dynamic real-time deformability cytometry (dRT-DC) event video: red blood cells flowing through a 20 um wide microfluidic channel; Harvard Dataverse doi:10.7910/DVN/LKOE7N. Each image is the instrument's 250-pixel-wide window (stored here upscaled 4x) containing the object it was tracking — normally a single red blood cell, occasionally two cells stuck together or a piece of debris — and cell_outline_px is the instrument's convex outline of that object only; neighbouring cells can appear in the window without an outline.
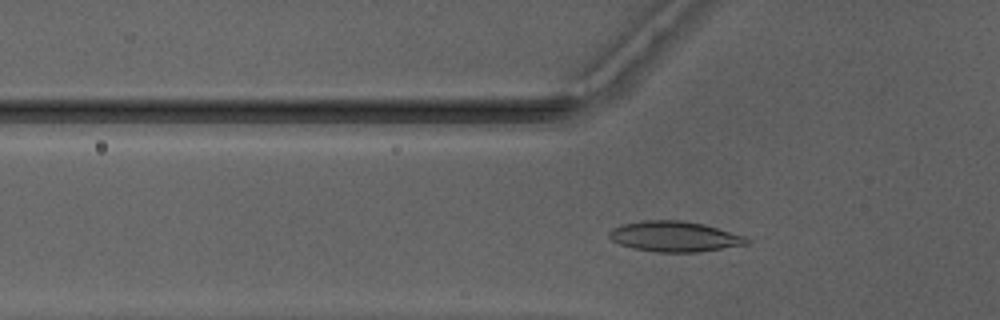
{"species": "Egyptian fruit bat (a non-hibernating species)", "species_latin": "Rousettus aegyptiacus", "temperature_condition": "warm", "stored_images_in_passage": 35, "camera_frame_rate_fps": 3000, "um_per_image_px": 0.085, "animal": {"sex": "male"}, "frame": {"image": 1, "passage_image": 9, "time_ms": 2.667, "image_size_px": [1000, 320], "cell_outline_px": [[752, 240], [748, 244], [696, 252], [656, 252], [632, 248], [620, 244], [612, 240], [608, 236], [608, 232], [612, 228], [624, 224], [644, 220], [680, 220], [704, 224], [748, 236]], "centroid_in_image_um": [57.37, 20.1], "position_along_channel_um": 68.4, "area_um2": 24.51}}
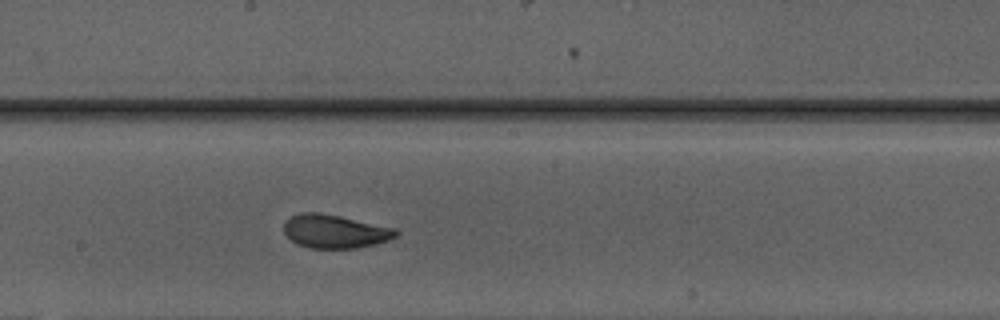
{"frame": {"image": 2, "passage_image": 20, "time_ms": 6.333, "image_size_px": [1000, 320], "cell_outline_px": [[400, 232], [396, 236], [388, 240], [376, 244], [356, 248], [312, 248], [296, 244], [284, 232], [284, 224], [292, 216], [300, 212], [320, 212], [340, 216], [396, 228]], "centroid_in_image_um": [28.49, 19.66], "position_along_channel_um": 219.7, "area_um2": 21.85}}
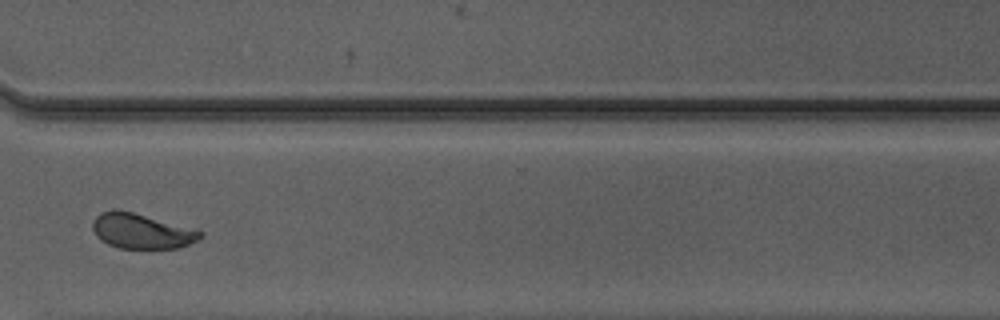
{"frame": {"image": 3, "passage_image": 30, "time_ms": 9.667, "image_size_px": [1000, 320], "cell_outline_px": [[204, 236], [180, 248], [120, 248], [108, 244], [100, 240], [96, 236], [92, 228], [92, 220], [100, 212], [112, 208], [116, 208], [200, 228], [204, 232]], "centroid_in_image_um": [12.07, 19.61], "position_along_channel_um": 358.5, "area_um2": 22.72}, "authors_computed_cell_mechanics": {"area_um2": 21.964, "velocity_mm_per_s": 4.1628, "shape_relaxation_time_tau1_ms": 3.4207, "shape_relaxation_time_tau2_ms": 0.6407, "deformation_change_tau1": 0.1261, "deformation_change_tau2": 0.0473}}